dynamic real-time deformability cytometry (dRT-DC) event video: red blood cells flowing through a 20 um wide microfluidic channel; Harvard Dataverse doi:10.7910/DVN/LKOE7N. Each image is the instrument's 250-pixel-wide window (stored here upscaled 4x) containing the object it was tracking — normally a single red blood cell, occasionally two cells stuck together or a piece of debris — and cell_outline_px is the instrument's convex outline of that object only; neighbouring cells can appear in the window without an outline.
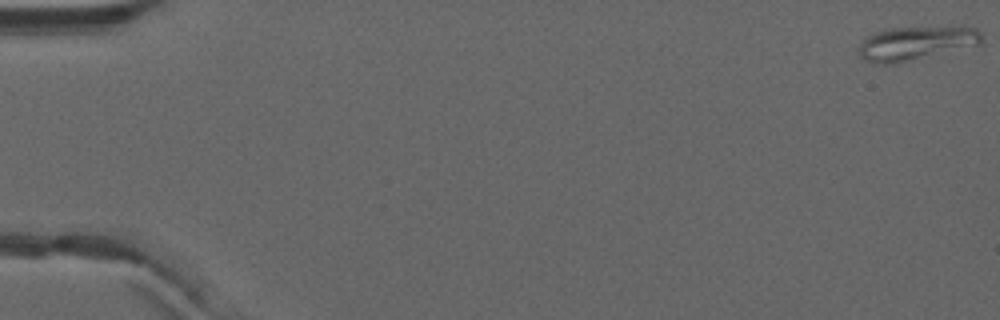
{"species": "common noctule bat (a hibernating species)", "species_latin": "Nyctalus noctula", "temperature_condition": "warm", "stored_images_in_passage": 53, "camera_frame_rate_fps": 3000, "um_per_image_px": 0.085, "animal": {"sex": "male", "forearm_length_mm": 52.5}, "frame": {"image": 1, "passage_image": 1, "time_ms": 0.0, "image_size_px": [1000, 320], "cell_outline_px": [[984, 40], [980, 44], [896, 64], [880, 64], [868, 60], [860, 56], [860, 44], [872, 32], [892, 28], [960, 24], [976, 28], [980, 32]], "centroid_in_image_um": [77.95, 3.62], "position_along_channel_um": 7.0, "area_um2": 24.8}}
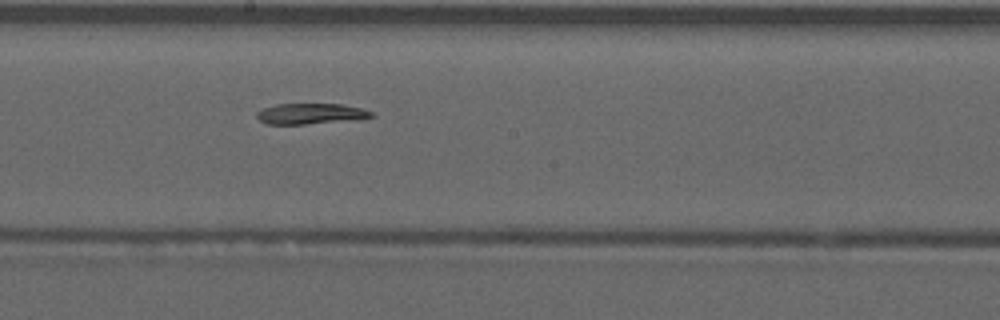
{"frame": {"image": 2, "passage_image": 30, "time_ms": 9.667, "image_size_px": [1000, 320], "cell_outline_px": [[376, 116], [364, 120], [304, 124], [268, 124], [260, 120], [256, 116], [256, 112], [264, 108], [276, 104], [344, 104], [360, 108], [372, 112]], "centroid_in_image_um": [26.49, 9.68], "position_along_channel_um": 221.7, "area_um2": 14.1}}
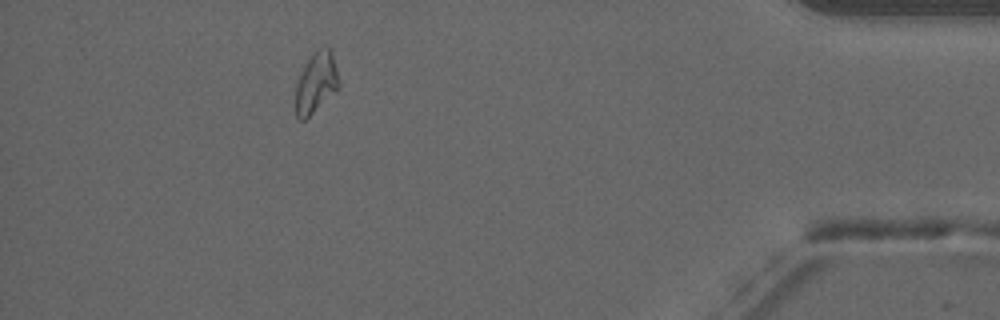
{"frame": {"image": 3, "passage_image": 48, "time_ms": 15.667, "image_size_px": [1000, 320], "cell_outline_px": [[340, 88], [336, 92], [304, 120], [300, 120], [296, 116], [296, 84], [304, 64], [312, 52], [316, 48], [332, 48], [340, 84]], "centroid_in_image_um": [26.89, 6.98], "position_along_channel_um": 408.3, "area_um2": 15.55}}